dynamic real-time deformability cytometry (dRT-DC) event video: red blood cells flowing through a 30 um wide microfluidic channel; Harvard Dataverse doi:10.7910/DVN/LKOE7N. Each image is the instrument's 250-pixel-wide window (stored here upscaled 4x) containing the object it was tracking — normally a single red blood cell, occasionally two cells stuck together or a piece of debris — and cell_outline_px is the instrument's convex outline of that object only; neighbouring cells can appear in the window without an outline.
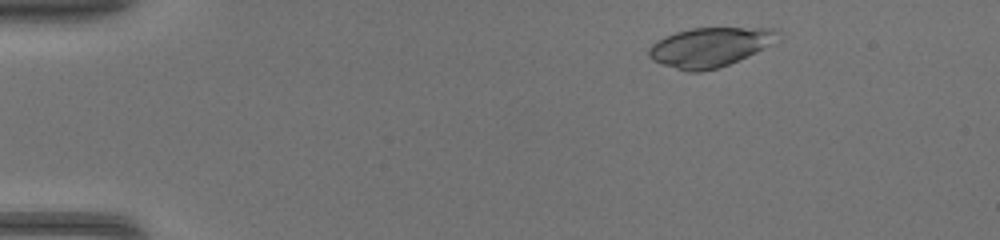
{"species": "common noctule bat (a hibernating species)", "species_latin": "Nyctalus noctula", "temperature_condition": "warm", "stored_images_in_passage": 42, "camera_frame_rate_fps": 3000, "um_per_image_px": 0.085, "animal": {"sex": "female", "body_mass_g": 17.0, "forearm_length_mm": 48.0}, "frame": {"image": 1, "passage_image": 3, "time_ms": 0.667, "image_size_px": [1000, 240], "cell_outline_px": [[780, 32], [768, 44], [728, 64], [716, 68], [696, 72], [688, 72], [652, 60], [648, 56], [648, 48], [652, 44], [664, 36], [676, 32], [692, 28], [772, 28]], "centroid_in_image_um": [60.22, 3.99], "position_along_channel_um": 24.8, "area_um2": 28.61}}
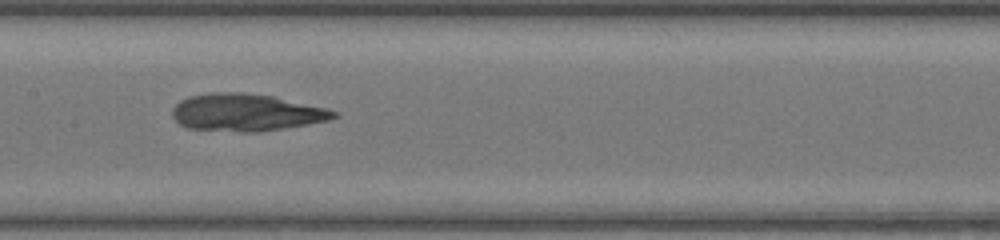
{"frame": {"image": 2, "passage_image": 20, "time_ms": 6.333, "image_size_px": [1000, 240], "cell_outline_px": [[340, 116], [328, 120], [308, 124], [260, 132], [240, 132], [188, 128], [180, 124], [172, 116], [172, 108], [180, 100], [188, 96], [212, 92], [244, 92], [272, 96], [328, 108], [340, 112]], "centroid_in_image_um": [20.94, 9.55], "position_along_channel_um": 186.5, "area_um2": 35.32}}
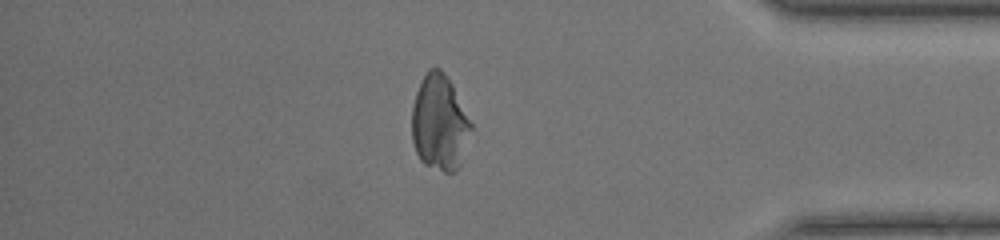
{"frame": {"image": 3, "passage_image": 36, "time_ms": 11.667, "image_size_px": [1000, 240], "cell_outline_px": [[472, 128], [460, 164], [456, 172], [444, 172], [424, 164], [420, 160], [416, 152], [412, 140], [412, 108], [416, 92], [428, 68], [440, 68], [448, 76], [472, 124]], "centroid_in_image_um": [37.36, 10.44], "position_along_channel_um": 397.8, "area_um2": 32.89}}